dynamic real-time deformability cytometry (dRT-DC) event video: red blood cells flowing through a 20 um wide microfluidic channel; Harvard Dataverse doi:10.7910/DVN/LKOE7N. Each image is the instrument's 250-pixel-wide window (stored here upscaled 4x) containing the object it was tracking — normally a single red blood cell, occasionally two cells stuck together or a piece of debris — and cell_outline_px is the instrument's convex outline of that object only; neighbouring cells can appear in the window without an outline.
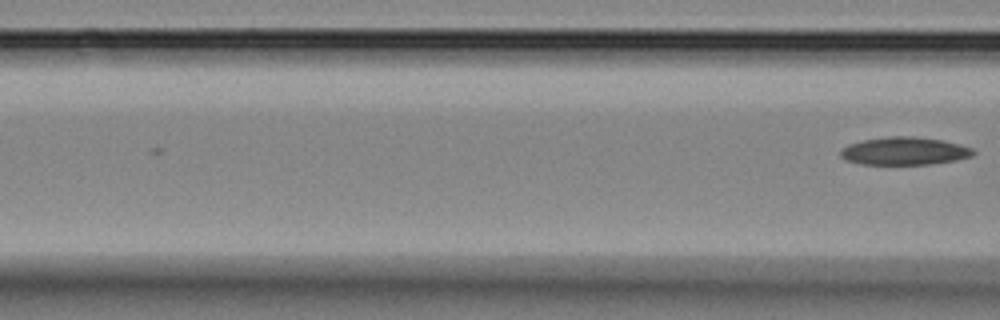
{"species": "Egyptian fruit bat (a non-hibernating species)", "species_latin": "Rousettus aegyptiacus", "temperature_condition": "room temperature", "stored_images_in_passage": 3, "camera_frame_rate_fps": 3000, "um_per_image_px": 0.085, "animal": {"sex": "female"}, "frame": {"image": 1, "passage_image": 3, "time_ms": 2.333, "image_size_px": [1000, 320], "cell_outline_px": [[976, 152], [972, 156], [956, 160], [932, 164], [860, 164], [844, 160], [840, 156], [840, 148], [848, 144], [864, 140], [888, 136], [916, 136], [944, 140], [960, 144], [972, 148]], "centroid_in_image_um": [76.87, 12.83], "position_along_channel_um": 89.7, "area_um2": 21.79}}